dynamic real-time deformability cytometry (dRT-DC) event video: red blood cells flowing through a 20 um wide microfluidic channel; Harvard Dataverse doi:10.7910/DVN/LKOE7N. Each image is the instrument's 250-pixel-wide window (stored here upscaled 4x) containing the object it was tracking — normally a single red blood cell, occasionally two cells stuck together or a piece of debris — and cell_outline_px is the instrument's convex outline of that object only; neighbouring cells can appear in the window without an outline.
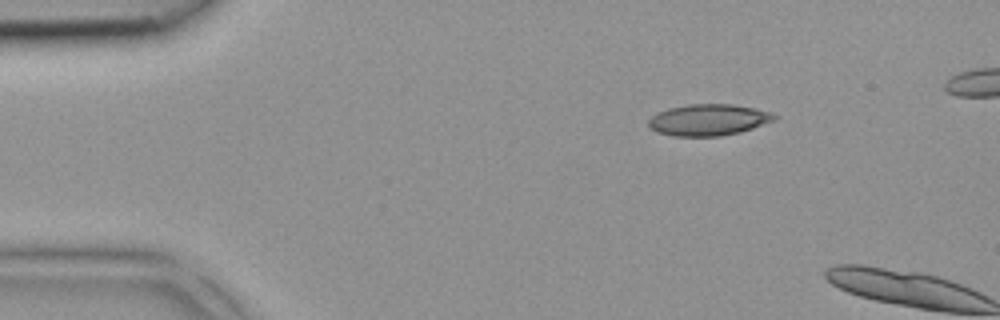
{"species": "common noctule bat (a hibernating species)", "species_latin": "Nyctalus noctula", "temperature_condition": "room temperature", "stored_images_in_passage": 3, "camera_frame_rate_fps": 3000, "um_per_image_px": 0.085, "animal": {"sex": "female", "body_mass_g": 18.4}, "frame": {"image": 1, "passage_image": 1, "time_ms": 0.0, "image_size_px": [1000, 320], "cell_outline_px": [[776, 120], [740, 132], [720, 136], [672, 136], [656, 132], [648, 124], [648, 120], [656, 112], [668, 108], [688, 104], [732, 104], [756, 108], [768, 112], [776, 116]], "centroid_in_image_um": [60.19, 10.18], "position_along_channel_um": 24.8, "area_um2": 23.06}}